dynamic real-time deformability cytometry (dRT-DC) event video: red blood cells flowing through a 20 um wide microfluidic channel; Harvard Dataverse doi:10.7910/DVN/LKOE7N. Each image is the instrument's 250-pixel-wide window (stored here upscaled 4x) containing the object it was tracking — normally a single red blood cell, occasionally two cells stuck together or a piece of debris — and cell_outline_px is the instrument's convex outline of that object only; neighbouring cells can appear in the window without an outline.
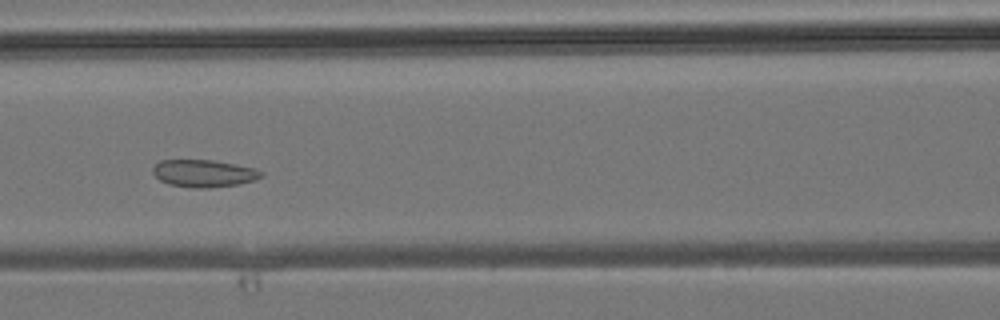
{"species": "common noctule bat (a hibernating species)", "species_latin": "Nyctalus noctula", "temperature_condition": "room temperature", "stored_images_in_passage": 44, "camera_frame_rate_fps": 3000, "um_per_image_px": 0.085, "animal": {"sex": "male", "body_mass_g": 19.2, "forearm_length_mm": 51.8}, "frame": {"image": 1, "passage_image": 19, "time_ms": 6.0, "image_size_px": [1000, 320], "cell_outline_px": [[264, 176], [256, 180], [240, 184], [208, 188], [196, 188], [168, 184], [160, 180], [152, 172], [152, 168], [160, 160], [212, 160], [236, 164], [256, 168], [264, 172]], "centroid_in_image_um": [17.37, 14.74], "position_along_channel_um": 149.2, "area_um2": 17.46}}
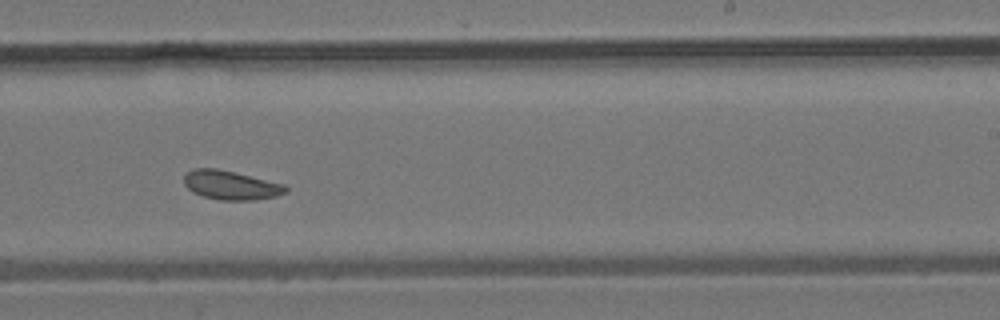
{"frame": {"image": 2, "passage_image": 27, "time_ms": 8.667, "image_size_px": [1000, 320], "cell_outline_px": [[288, 192], [276, 196], [256, 200], [220, 200], [204, 196], [192, 192], [184, 184], [184, 176], [192, 168], [216, 168], [236, 172], [284, 184], [288, 188]], "centroid_in_image_um": [19.63, 15.73], "position_along_channel_um": 269.4, "area_um2": 17.28}}
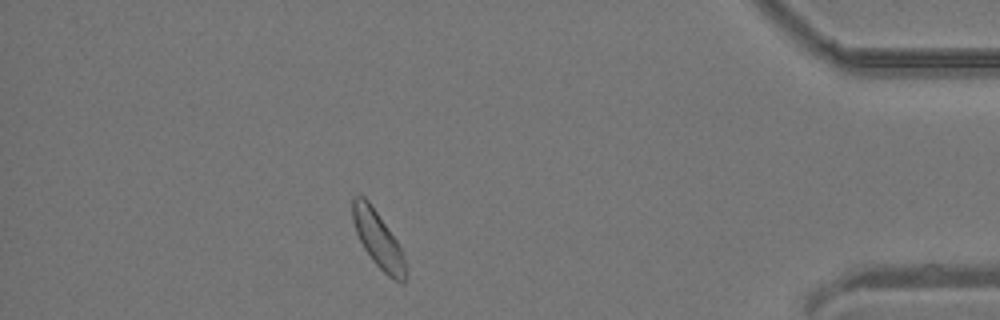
{"frame": {"image": 3, "passage_image": 39, "time_ms": 12.667, "image_size_px": [1000, 320], "cell_outline_px": [[404, 284], [388, 276], [372, 260], [364, 248], [356, 232], [352, 220], [352, 196], [364, 196], [368, 200], [396, 240], [404, 256]], "centroid_in_image_um": [32.09, 20.32], "position_along_channel_um": 403.1, "area_um2": 16.88}}